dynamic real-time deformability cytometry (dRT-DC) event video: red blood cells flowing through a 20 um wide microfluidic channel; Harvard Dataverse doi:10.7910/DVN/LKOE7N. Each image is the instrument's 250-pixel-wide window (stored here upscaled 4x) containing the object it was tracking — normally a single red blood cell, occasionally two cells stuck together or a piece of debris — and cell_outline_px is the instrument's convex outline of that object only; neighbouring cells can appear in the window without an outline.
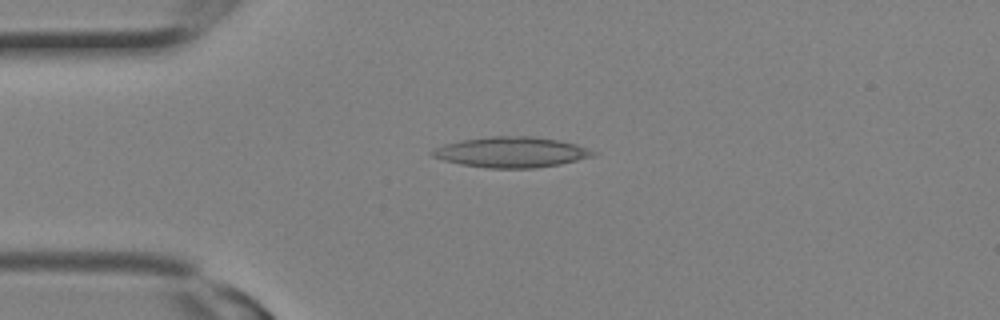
{"species": "Egyptian fruit bat (a non-hibernating species)", "species_latin": "Rousettus aegyptiacus", "temperature_condition": "room temperature", "stored_images_in_passage": 1, "camera_frame_rate_fps": 3000, "um_per_image_px": 0.085, "animal": {"sex": "female"}, "frame": {"image": 1, "passage_image": 1, "time_ms": 0.0, "image_size_px": [1000, 320], "cell_outline_px": [[600, 152], [596, 156], [560, 164], [536, 168], [488, 168], [460, 164], [444, 160], [432, 156], [432, 152], [436, 148], [444, 144], [464, 140], [492, 136], [532, 136], [560, 140], [576, 144]], "centroid_in_image_um": [43.55, 12.93], "position_along_channel_um": 41.4, "area_um2": 28.61}}